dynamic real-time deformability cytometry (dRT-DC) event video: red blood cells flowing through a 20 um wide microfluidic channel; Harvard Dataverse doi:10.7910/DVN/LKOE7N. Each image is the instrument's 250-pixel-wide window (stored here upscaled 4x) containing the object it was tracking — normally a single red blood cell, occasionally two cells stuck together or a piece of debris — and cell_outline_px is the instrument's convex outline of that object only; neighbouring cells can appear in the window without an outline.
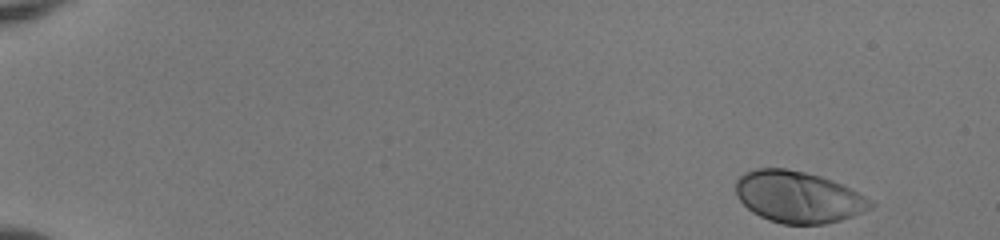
{"species": "human", "species_latin": "Homo sapiens", "temperature_condition": "room temperature", "stored_images_in_passage": 50, "camera_frame_rate_fps": 3000, "um_per_image_px": 0.085, "donor": {"sex": "female"}, "frame": {"image": 1, "passage_image": 1, "time_ms": 0.0, "image_size_px": [1000, 240], "cell_outline_px": [[876, 204], [872, 208], [864, 212], [840, 220], [824, 224], [784, 224], [768, 220], [752, 212], [736, 196], [736, 180], [744, 172], [756, 168], [784, 168], [804, 172], [820, 176], [832, 180], [872, 200]], "centroid_in_image_um": [67.84, 16.74], "position_along_channel_um": 17.2, "area_um2": 40.4}}
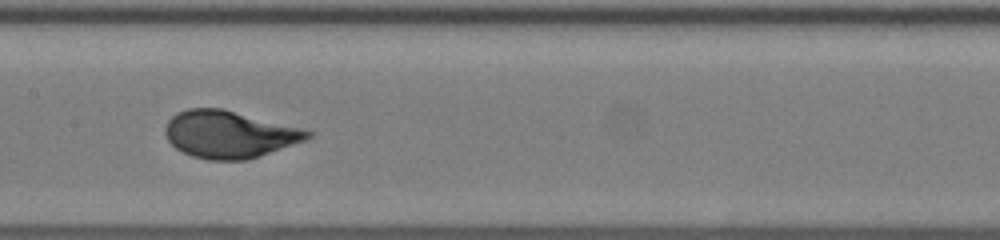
{"frame": {"image": 2, "passage_image": 26, "time_ms": 8.333, "image_size_px": [1000, 240], "cell_outline_px": [[312, 136], [308, 140], [244, 160], [208, 160], [192, 156], [176, 148], [168, 140], [164, 132], [164, 128], [168, 120], [176, 112], [188, 108], [220, 108], [304, 128], [312, 132]], "centroid_in_image_um": [19.48, 11.41], "position_along_channel_um": 187.9, "area_um2": 39.13}}
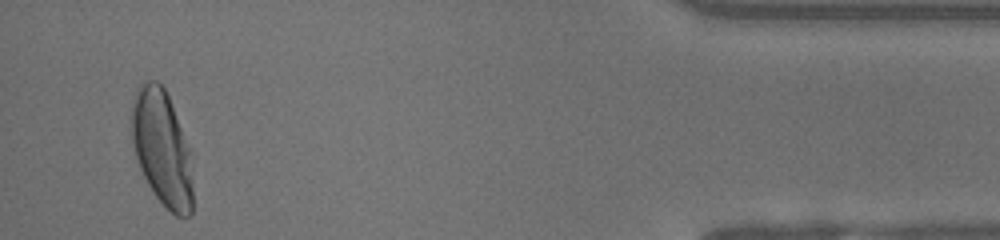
{"frame": {"image": 3, "passage_image": 48, "time_ms": 15.667, "image_size_px": [1000, 240], "cell_outline_px": [[192, 212], [188, 216], [176, 216], [156, 196], [148, 184], [140, 168], [136, 156], [132, 140], [132, 104], [136, 88], [144, 80], [156, 80], [164, 88], [168, 96], [192, 152]], "centroid_in_image_um": [13.79, 12.56], "position_along_channel_um": 421.4, "area_um2": 41.21}, "authors_computed_cell_mechanics": {"area_um2": 39.304, "velocity_mm_per_s": 3.9624, "shape_relaxation_time_tau1_ms": 3.5513, "shape_relaxation_time_tau2_ms": null, "deformation_change_tau1": 0.2034, "deformation_change_tau2": null}}